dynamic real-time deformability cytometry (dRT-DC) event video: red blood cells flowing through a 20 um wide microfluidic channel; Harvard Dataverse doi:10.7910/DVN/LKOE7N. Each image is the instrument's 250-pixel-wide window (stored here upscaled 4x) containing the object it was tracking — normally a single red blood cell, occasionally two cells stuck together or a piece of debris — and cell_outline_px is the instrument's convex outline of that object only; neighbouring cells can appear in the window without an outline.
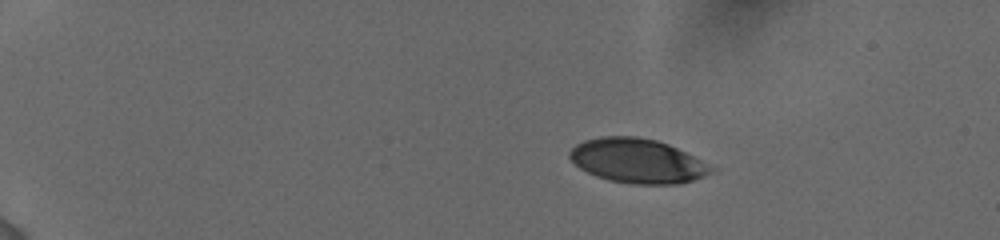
{"species": "human", "species_latin": "Homo sapiens", "temperature_condition": "cold", "stored_images_in_passage": 30, "camera_frame_rate_fps": 3000, "um_per_image_px": 0.085, "donor": {"sex": "female"}, "frame": {"image": 1, "passage_image": 1, "time_ms": 0.0, "image_size_px": [1000, 240], "cell_outline_px": [[716, 168], [712, 172], [704, 176], [692, 180], [676, 184], [628, 184], [608, 180], [596, 176], [580, 168], [568, 156], [568, 152], [576, 144], [584, 140], [600, 136], [636, 136], [656, 140], [668, 144]], "centroid_in_image_um": [54.15, 13.67], "position_along_channel_um": 30.9, "area_um2": 36.47}}
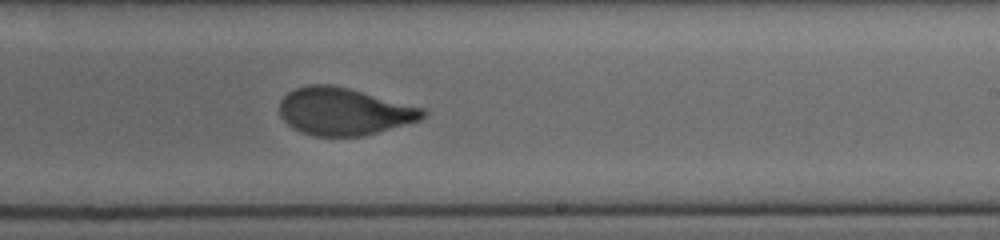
{"frame": {"image": 2, "passage_image": 17, "time_ms": 8.667, "image_size_px": [1000, 240], "cell_outline_px": [[428, 112], [420, 120], [364, 136], [316, 136], [300, 132], [292, 128], [280, 116], [280, 100], [288, 92], [296, 88], [308, 84], [332, 84], [428, 108]], "centroid_in_image_um": [29.26, 9.47], "position_along_channel_um": 259.7, "area_um2": 39.88}}
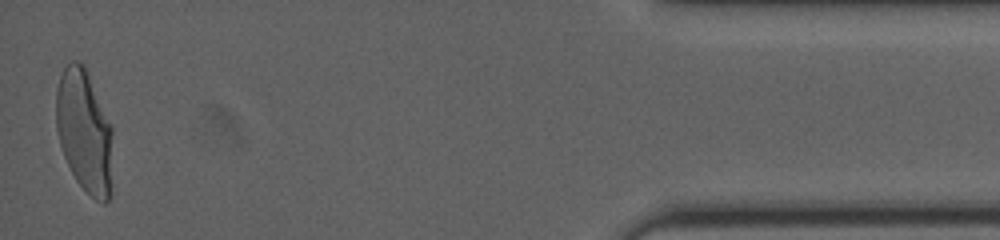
{"frame": {"image": 3, "passage_image": 30, "time_ms": 14.667, "image_size_px": [1000, 240], "cell_outline_px": [[112, 192], [108, 200], [104, 204], [96, 200], [76, 180], [64, 156], [60, 144], [56, 128], [56, 88], [60, 76], [64, 68], [72, 60], [80, 60], [84, 64], [112, 124]], "centroid_in_image_um": [7.2, 11.14], "position_along_channel_um": 428.0, "area_um2": 41.04}, "authors_computed_cell_mechanics": {"area_um2": 40.0843, "velocity_mm_per_s": 3.8777, "shape_relaxation_time_tau1_ms": 5.2299, "shape_relaxation_time_tau2_ms": 0.7721, "deformation_change_tau1": 0.1988, "deformation_change_tau2": 0.0659}}